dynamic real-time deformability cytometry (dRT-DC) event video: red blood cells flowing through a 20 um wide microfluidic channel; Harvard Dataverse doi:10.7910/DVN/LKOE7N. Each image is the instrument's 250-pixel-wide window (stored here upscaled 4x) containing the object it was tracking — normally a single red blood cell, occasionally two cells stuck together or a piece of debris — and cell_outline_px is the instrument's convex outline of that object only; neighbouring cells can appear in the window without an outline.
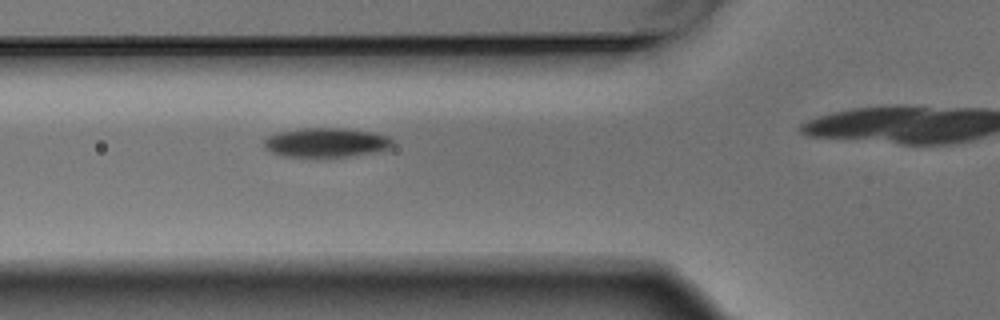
{"species": "Egyptian fruit bat (a non-hibernating species)", "species_latin": "Rousettus aegyptiacus", "temperature_condition": "warm", "stored_images_in_passage": 4, "camera_frame_rate_fps": 3000, "um_per_image_px": 0.085, "animal": {"sex": "male"}, "frame": {"image": 1, "passage_image": 3, "time_ms": 0.667, "image_size_px": [1000, 320], "cell_outline_px": [[396, 140], [392, 148], [352, 156], [280, 156], [264, 148], [264, 140], [268, 136], [276, 132], [300, 128], [344, 128], [376, 132], [388, 136]], "centroid_in_image_um": [27.76, 12.09], "position_along_channel_um": 98.0, "area_um2": 22.2}}